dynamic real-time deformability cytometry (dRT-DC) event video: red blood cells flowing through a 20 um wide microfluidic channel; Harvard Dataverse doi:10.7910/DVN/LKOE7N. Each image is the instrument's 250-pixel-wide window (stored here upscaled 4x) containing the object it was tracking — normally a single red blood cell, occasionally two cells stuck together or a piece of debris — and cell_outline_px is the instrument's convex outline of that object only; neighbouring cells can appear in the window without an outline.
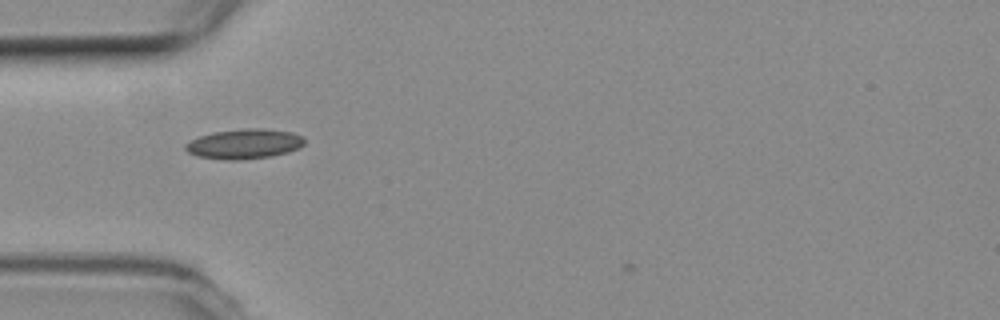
{"species": "common noctule bat (a hibernating species)", "species_latin": "Nyctalus noctula", "temperature_condition": "room temperature", "stored_images_in_passage": 11, "camera_frame_rate_fps": 3000, "um_per_image_px": 0.085, "animal": {"sex": "female", "body_mass_g": 19.3, "forearm_length_mm": 54.1}, "frame": {"image": 1, "passage_image": 4, "time_ms": 1.0, "image_size_px": [1000, 320], "cell_outline_px": [[304, 144], [300, 148], [288, 152], [272, 156], [244, 160], [228, 160], [196, 156], [188, 152], [184, 148], [184, 144], [200, 136], [212, 132], [244, 128], [260, 128], [292, 132], [304, 136]], "centroid_in_image_um": [20.78, 12.23], "position_along_channel_um": 64.2, "area_um2": 20.92}}
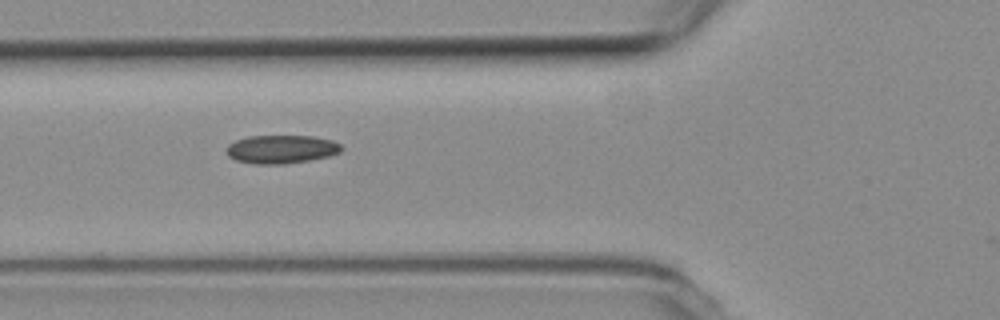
{"frame": {"image": 2, "passage_image": 7, "time_ms": 2.0, "image_size_px": [1000, 320], "cell_outline_px": [[340, 152], [328, 156], [308, 160], [284, 164], [256, 164], [236, 160], [228, 156], [224, 152], [224, 148], [228, 144], [236, 140], [248, 136], [312, 136], [332, 140], [340, 144]], "centroid_in_image_um": [23.84, 12.68], "position_along_channel_um": 102.0, "area_um2": 19.02}}
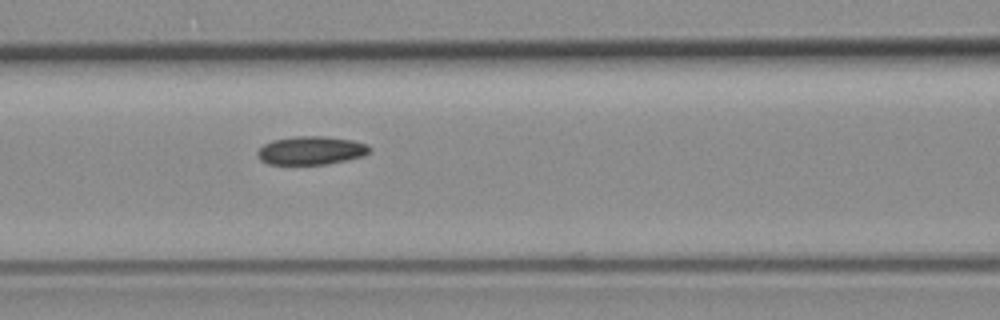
{"frame": {"image": 3, "passage_image": 10, "time_ms": 3.0, "image_size_px": [1000, 320], "cell_outline_px": [[372, 148], [364, 156], [348, 160], [328, 164], [268, 164], [260, 160], [256, 156], [256, 152], [264, 144], [272, 140], [296, 136], [324, 136], [352, 140], [368, 144]], "centroid_in_image_um": [26.44, 12.79], "position_along_channel_um": 140.2, "area_um2": 18.73}}